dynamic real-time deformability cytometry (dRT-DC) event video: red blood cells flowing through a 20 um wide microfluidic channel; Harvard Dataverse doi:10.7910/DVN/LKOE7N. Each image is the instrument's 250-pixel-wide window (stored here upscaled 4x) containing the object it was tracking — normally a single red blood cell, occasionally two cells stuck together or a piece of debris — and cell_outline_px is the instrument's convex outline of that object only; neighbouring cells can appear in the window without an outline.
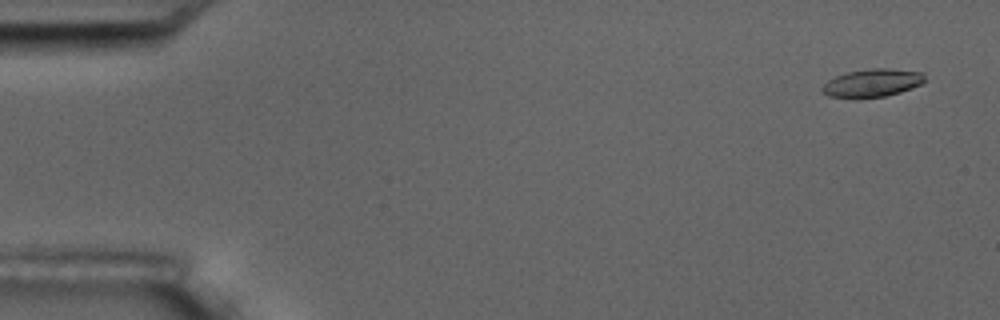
{"species": "common noctule bat (a hibernating species)", "species_latin": "Nyctalus noctula", "temperature_condition": "room temperature", "stored_images_in_passage": 5, "camera_frame_rate_fps": 3000, "um_per_image_px": 0.085, "animal": {"sex": "male", "body_mass_g": 17.5, "forearm_length_mm": 52.3}, "frame": {"image": 1, "passage_image": 1, "time_ms": 0.0, "image_size_px": [1000, 320], "cell_outline_px": [[924, 80], [920, 84], [912, 88], [900, 92], [884, 96], [860, 100], [856, 100], [828, 96], [820, 88], [828, 80], [836, 76], [848, 72], [872, 68], [888, 68], [924, 72]], "centroid_in_image_um": [74.11, 7.08], "position_along_channel_um": 10.9, "area_um2": 17.05}}
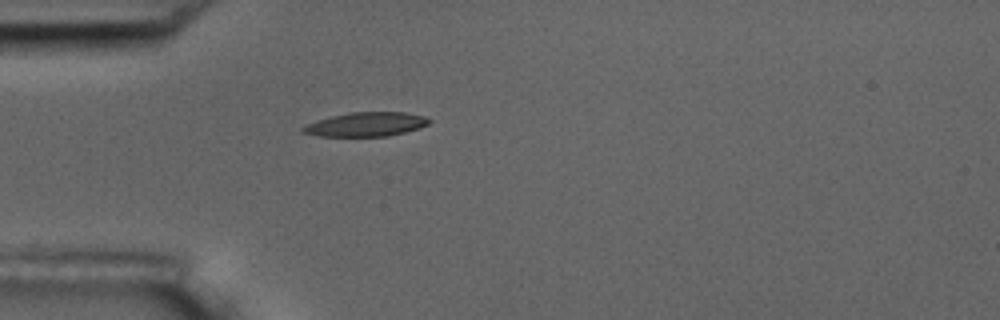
{"frame": {"image": 2, "passage_image": 5, "time_ms": 4.667, "image_size_px": [1000, 320], "cell_outline_px": [[432, 120], [428, 124], [420, 128], [388, 136], [320, 136], [300, 132], [300, 128], [304, 124], [316, 120], [348, 112], [404, 112], [424, 116]], "centroid_in_image_um": [31.07, 10.56], "position_along_channel_um": 53.9, "area_um2": 17.86}}